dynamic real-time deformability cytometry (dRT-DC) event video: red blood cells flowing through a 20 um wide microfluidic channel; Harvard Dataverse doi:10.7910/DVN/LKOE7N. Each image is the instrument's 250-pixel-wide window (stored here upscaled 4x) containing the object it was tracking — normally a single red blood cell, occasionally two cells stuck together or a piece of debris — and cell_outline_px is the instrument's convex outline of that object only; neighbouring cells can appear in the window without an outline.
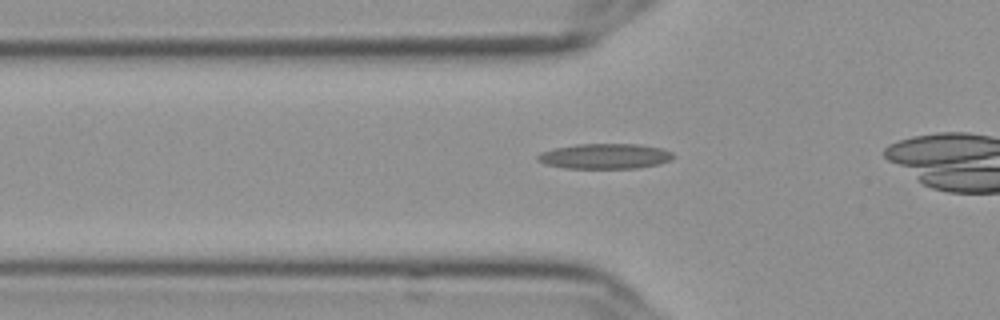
{"species": "Egyptian fruit bat (a non-hibernating species)", "species_latin": "Rousettus aegyptiacus", "temperature_condition": "cold", "stored_images_in_passage": 42, "camera_frame_rate_fps": 3000, "um_per_image_px": 0.085, "frame": {"image": 1, "passage_image": 15, "time_ms": 4.667, "image_size_px": [1000, 320], "cell_outline_px": [[676, 156], [672, 160], [660, 164], [636, 168], [564, 168], [544, 164], [536, 160], [536, 156], [540, 152], [556, 148], [576, 144], [636, 144], [660, 148], [672, 152]], "centroid_in_image_um": [51.42, 13.28], "position_along_channel_um": 74.4, "area_um2": 20.06}}
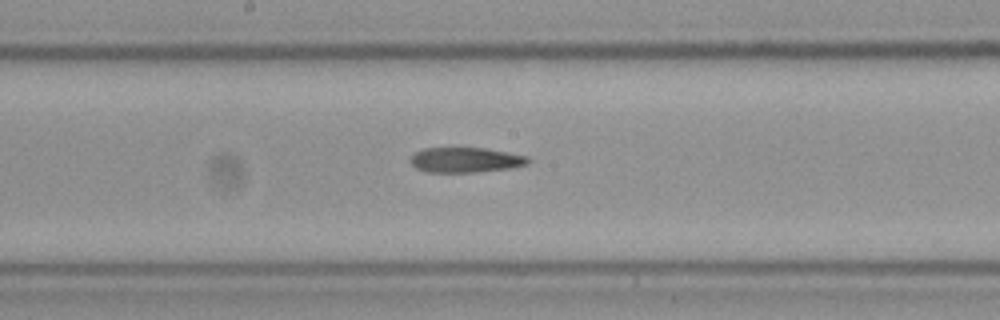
{"frame": {"image": 2, "passage_image": 26, "time_ms": 8.333, "image_size_px": [1000, 320], "cell_outline_px": [[532, 160], [528, 164], [512, 168], [476, 172], [428, 172], [416, 168], [412, 164], [412, 156], [416, 152], [424, 148], [484, 148], [528, 156]], "centroid_in_image_um": [39.63, 13.6], "position_along_channel_um": 208.6, "area_um2": 17.11}}
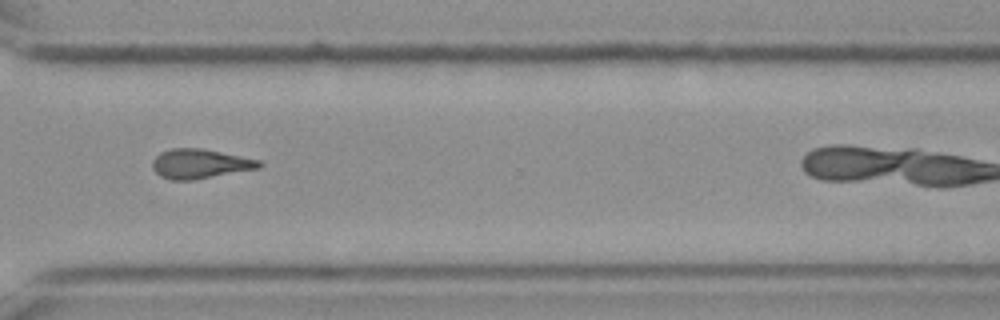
{"frame": {"image": 3, "passage_image": 38, "time_ms": 12.333, "image_size_px": [1000, 320], "cell_outline_px": [[264, 164], [260, 168], [192, 180], [172, 180], [160, 176], [152, 168], [152, 160], [160, 152], [172, 148], [200, 148], [260, 160]], "centroid_in_image_um": [16.98, 13.92], "position_along_channel_um": 353.6, "area_um2": 18.26}}